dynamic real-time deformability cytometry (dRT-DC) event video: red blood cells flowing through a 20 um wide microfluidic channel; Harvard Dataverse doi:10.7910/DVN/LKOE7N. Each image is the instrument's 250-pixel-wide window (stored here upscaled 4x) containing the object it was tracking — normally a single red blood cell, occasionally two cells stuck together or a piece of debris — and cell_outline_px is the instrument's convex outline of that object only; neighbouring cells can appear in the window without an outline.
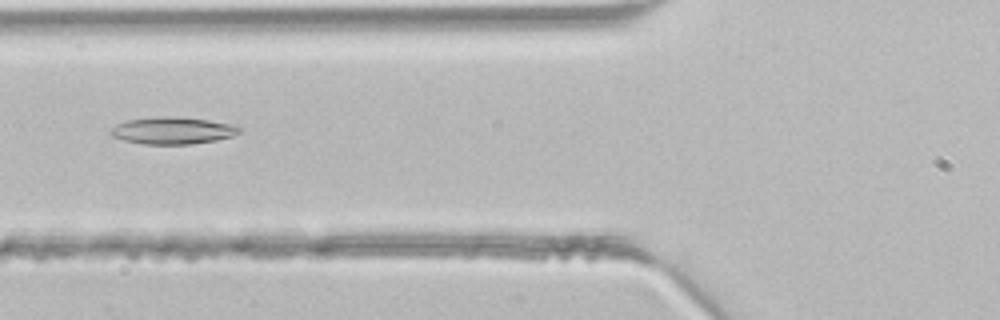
{"species": "common noctule bat (a hibernating species)", "species_latin": "Nyctalus noctula", "temperature_condition": "room temperature", "stored_images_in_passage": 4, "camera_frame_rate_fps": 3000, "um_per_image_px": 0.085, "animal": {"sex": "male", "body_mass_g": 21.5, "forearm_length_mm": 52.0}, "frame": {"image": 1, "passage_image": 4, "time_ms": 1.0, "image_size_px": [1000, 320], "cell_outline_px": [[240, 132], [232, 136], [216, 140], [188, 144], [144, 144], [124, 140], [112, 136], [112, 128], [128, 120], [160, 116], [172, 116], [208, 120], [228, 124], [240, 128]], "centroid_in_image_um": [14.68, 11.1], "position_along_channel_um": 111.1, "area_um2": 19.77}}